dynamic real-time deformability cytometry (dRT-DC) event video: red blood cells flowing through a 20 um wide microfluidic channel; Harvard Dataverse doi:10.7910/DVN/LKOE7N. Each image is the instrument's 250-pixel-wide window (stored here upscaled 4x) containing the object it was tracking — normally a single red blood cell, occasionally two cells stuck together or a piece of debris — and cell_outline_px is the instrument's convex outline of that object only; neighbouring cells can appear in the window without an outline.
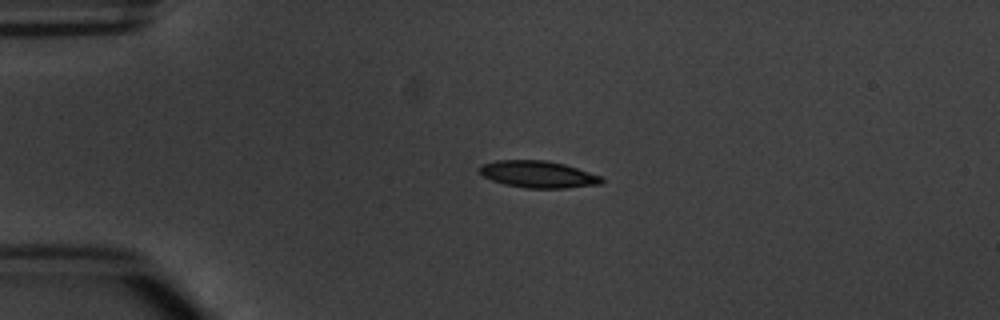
{"species": "common noctule bat (a hibernating species)", "species_latin": "Nyctalus noctula", "temperature_condition": "warm", "stored_images_in_passage": 1, "camera_frame_rate_fps": 3000, "um_per_image_px": 0.085, "animal": {"sex": "male", "body_mass_g": 20.1, "forearm_length_mm": 53.5}, "frame": {"image": 1, "passage_image": 1, "time_ms": 0.0, "image_size_px": [1000, 320], "cell_outline_px": [[604, 180], [600, 184], [564, 188], [528, 188], [504, 184], [492, 180], [484, 176], [480, 172], [480, 164], [496, 160], [548, 160], [564, 164], [604, 176]], "centroid_in_image_um": [45.77, 14.81], "position_along_channel_um": 39.2, "area_um2": 19.19}}